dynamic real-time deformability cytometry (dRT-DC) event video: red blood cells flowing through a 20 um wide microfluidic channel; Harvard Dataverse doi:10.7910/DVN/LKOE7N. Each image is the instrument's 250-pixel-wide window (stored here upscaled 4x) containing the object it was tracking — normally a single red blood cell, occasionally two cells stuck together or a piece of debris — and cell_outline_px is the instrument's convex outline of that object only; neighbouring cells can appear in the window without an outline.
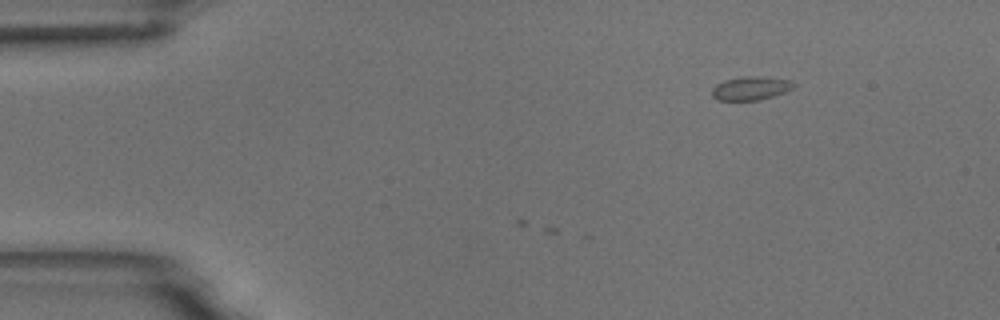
{"species": "common noctule bat (a hibernating species)", "species_latin": "Nyctalus noctula", "temperature_condition": "room temperature", "stored_images_in_passage": 5, "camera_frame_rate_fps": 3000, "um_per_image_px": 0.085, "animal": {"sex": "male", "body_mass_g": 18.8}, "frame": {"image": 1, "passage_image": 1, "time_ms": 0.0, "image_size_px": [1000, 320], "cell_outline_px": [[796, 84], [792, 88], [784, 92], [760, 100], [716, 100], [712, 96], [712, 88], [716, 84], [724, 80], [744, 76], [760, 76], [792, 80]], "centroid_in_image_um": [63.8, 7.49], "position_along_channel_um": 21.2, "area_um2": 11.27}}